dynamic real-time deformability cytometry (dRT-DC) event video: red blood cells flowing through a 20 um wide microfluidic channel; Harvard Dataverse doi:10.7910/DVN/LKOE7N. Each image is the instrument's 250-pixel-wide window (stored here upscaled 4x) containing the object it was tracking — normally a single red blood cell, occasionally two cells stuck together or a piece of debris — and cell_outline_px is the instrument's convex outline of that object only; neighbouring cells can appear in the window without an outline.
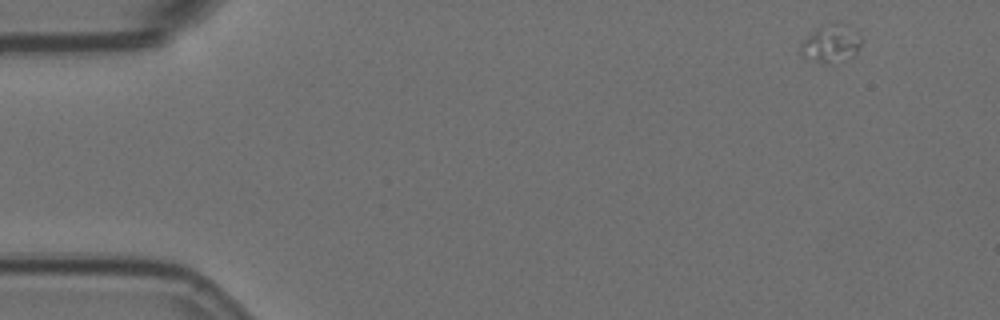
{"species": "Egyptian fruit bat (a non-hibernating species)", "species_latin": "Rousettus aegyptiacus", "temperature_condition": "room temperature", "stored_images_in_passage": 6, "camera_frame_rate_fps": 3000, "um_per_image_px": 0.085, "animal": {"sex": "female"}, "frame": {"image": 1, "passage_image": 1, "time_ms": 0.0, "image_size_px": [1000, 320], "cell_outline_px": [[860, 44], [856, 52], [852, 56], [828, 64], [800, 56], [800, 44], [816, 28], [840, 20], [856, 32], [860, 36]], "centroid_in_image_um": [70.61, 3.67], "position_along_channel_um": 14.4, "area_um2": 13.18}}